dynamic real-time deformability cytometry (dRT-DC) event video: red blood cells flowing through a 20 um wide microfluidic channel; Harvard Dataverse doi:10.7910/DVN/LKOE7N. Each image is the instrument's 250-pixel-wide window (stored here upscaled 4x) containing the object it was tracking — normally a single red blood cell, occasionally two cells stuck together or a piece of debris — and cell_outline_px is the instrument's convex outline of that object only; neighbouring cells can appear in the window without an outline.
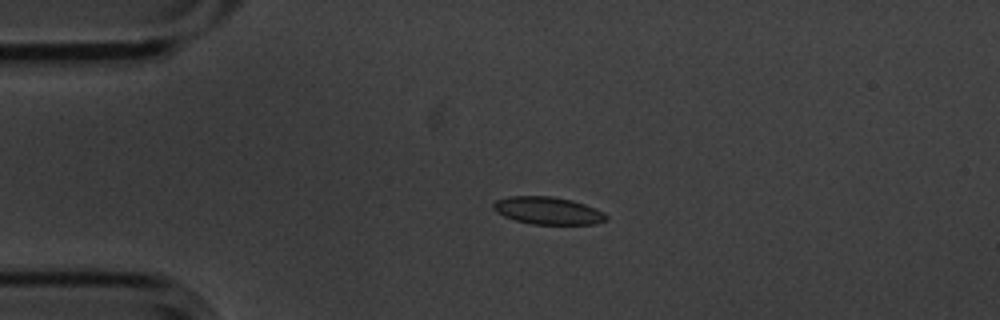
{"species": "common noctule bat (a hibernating species)", "species_latin": "Nyctalus noctula", "temperature_condition": "cold", "stored_images_in_passage": 4, "camera_frame_rate_fps": 3000, "um_per_image_px": 0.085, "animal": {"sex": "male", "body_mass_g": 20.1, "forearm_length_mm": 53.5}, "frame": {"image": 1, "passage_image": 3, "time_ms": 0.667, "image_size_px": [1000, 320], "cell_outline_px": [[608, 220], [596, 224], [532, 224], [516, 220], [504, 216], [496, 212], [492, 208], [492, 204], [496, 200], [508, 196], [552, 196], [572, 200], [596, 208], [604, 212], [608, 216]], "centroid_in_image_um": [46.58, 17.9], "position_along_channel_um": 38.4, "area_um2": 18.21}}